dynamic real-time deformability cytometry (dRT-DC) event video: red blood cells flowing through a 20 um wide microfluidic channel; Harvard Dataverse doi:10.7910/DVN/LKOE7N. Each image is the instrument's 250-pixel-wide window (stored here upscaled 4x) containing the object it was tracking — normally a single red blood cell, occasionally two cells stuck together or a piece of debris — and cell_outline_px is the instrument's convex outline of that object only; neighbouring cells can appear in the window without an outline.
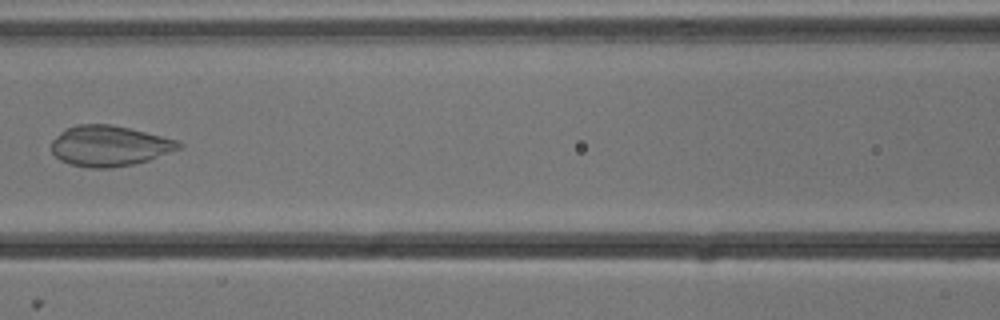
{"species": "common noctule bat (a hibernating species)", "species_latin": "Nyctalus noctula", "temperature_condition": "cold", "stored_images_in_passage": 4, "camera_frame_rate_fps": 3000, "um_per_image_px": 0.085, "animal": {"sex": "male", "body_mass_g": 13.3}, "frame": {"image": 1, "passage_image": 3, "time_ms": 0.667, "image_size_px": [1000, 320], "cell_outline_px": [[184, 148], [148, 160], [132, 164], [112, 168], [88, 168], [72, 164], [60, 160], [52, 152], [52, 140], [64, 128], [76, 124], [112, 124], [180, 140], [184, 144]], "centroid_in_image_um": [9.34, 12.39], "position_along_channel_um": 157.3, "area_um2": 30.4}}
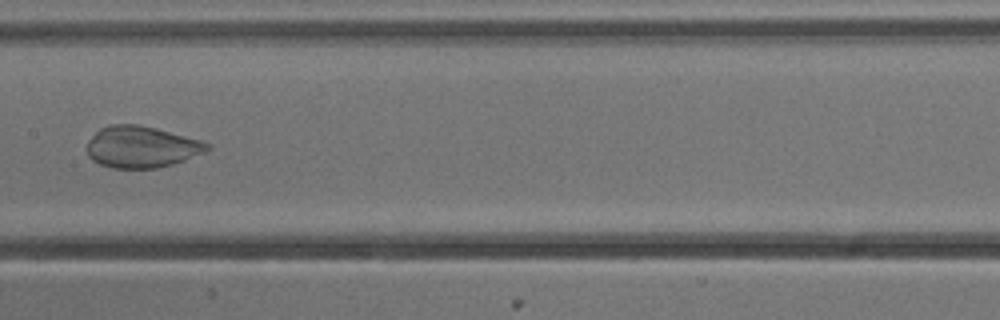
{"frame": {"image": 2, "passage_image": 4, "time_ms": 1.0, "image_size_px": [1000, 320], "cell_outline_px": [[212, 148], [204, 152], [184, 160], [172, 164], [156, 168], [112, 168], [100, 164], [92, 160], [88, 156], [88, 140], [100, 128], [108, 124], [140, 124], [156, 128], [200, 140], [212, 144]], "centroid_in_image_um": [12.02, 12.48], "position_along_channel_um": 195.4, "area_um2": 29.13}}